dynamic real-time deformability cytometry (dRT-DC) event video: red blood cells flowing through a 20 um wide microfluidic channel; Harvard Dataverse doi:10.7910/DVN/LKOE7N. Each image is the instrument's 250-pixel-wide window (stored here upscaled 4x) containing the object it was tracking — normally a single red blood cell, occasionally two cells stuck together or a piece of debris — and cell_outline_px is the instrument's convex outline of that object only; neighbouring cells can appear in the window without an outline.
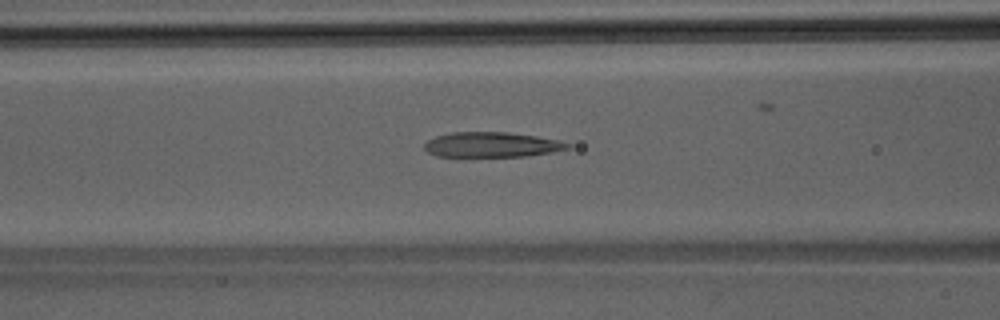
{"species": "Egyptian fruit bat (a non-hibernating species)", "species_latin": "Rousettus aegyptiacus", "temperature_condition": "room temperature", "stored_images_in_passage": 44, "segment_of_instrument_passage": [1, 2], "camera_frame_rate_fps": 3000, "um_per_image_px": 0.085, "animal": {"sex": "male"}, "frame": {"image": 1, "passage_image": 17, "time_ms": 5.333, "image_size_px": [1000, 320], "cell_outline_px": [[572, 148], [552, 152], [528, 156], [436, 156], [428, 152], [424, 148], [424, 144], [428, 140], [436, 136], [452, 132], [508, 132], [536, 136], [560, 140], [572, 144]], "centroid_in_image_um": [41.85, 12.29], "position_along_channel_um": 124.8, "area_um2": 20.98}}
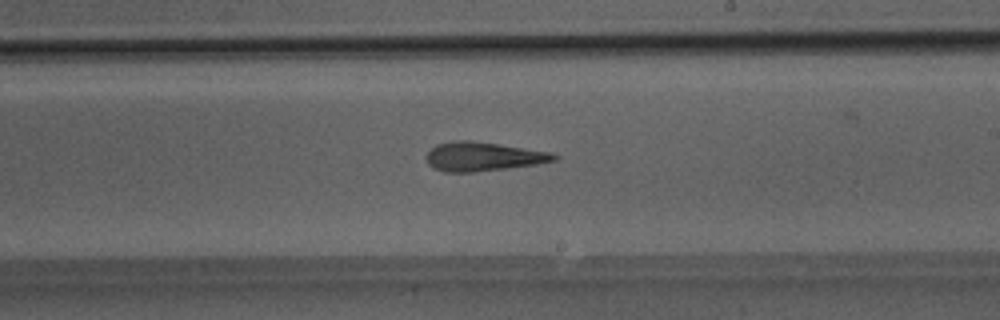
{"frame": {"image": 2, "passage_image": 25, "time_ms": 8.0, "image_size_px": [1000, 320], "cell_outline_px": [[560, 156], [556, 160], [536, 164], [472, 172], [444, 172], [432, 168], [428, 164], [424, 156], [436, 144], [456, 140], [468, 140], [500, 144], [548, 152]], "centroid_in_image_um": [40.99, 13.3], "position_along_channel_um": 248.0, "area_um2": 21.44}}
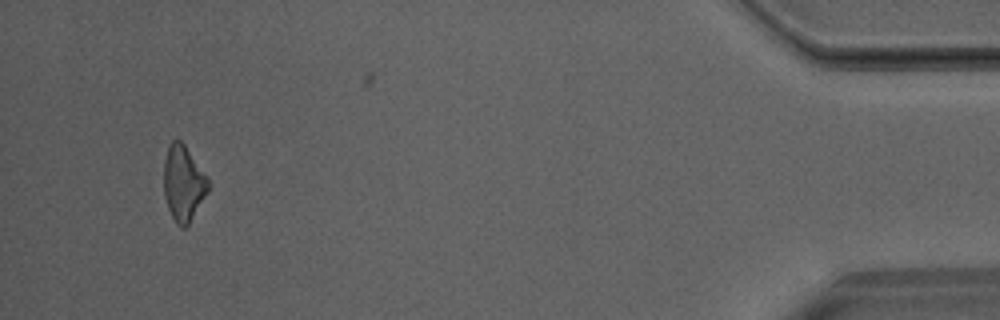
{"frame": {"image": 3, "passage_image": 41, "time_ms": 13.333, "image_size_px": [1000, 320], "cell_outline_px": [[212, 184], [208, 192], [188, 224], [184, 228], [180, 228], [176, 224], [168, 208], [164, 196], [164, 160], [168, 144], [172, 140], [180, 140], [184, 144], [208, 176]], "centroid_in_image_um": [15.6, 15.56], "position_along_channel_um": 419.6, "area_um2": 19.83}}